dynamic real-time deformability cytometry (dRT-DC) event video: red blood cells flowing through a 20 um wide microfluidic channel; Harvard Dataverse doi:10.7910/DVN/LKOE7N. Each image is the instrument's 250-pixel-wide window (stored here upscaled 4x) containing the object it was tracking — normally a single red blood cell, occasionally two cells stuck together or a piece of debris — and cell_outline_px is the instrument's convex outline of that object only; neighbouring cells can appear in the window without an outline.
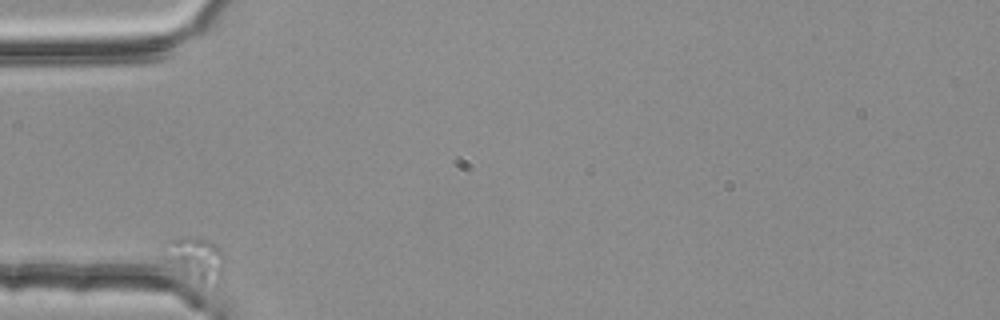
{"species": "common noctule bat (a hibernating species)", "species_latin": "Nyctalus noctula", "temperature_condition": "room temperature", "stored_images_in_passage": 3, "camera_frame_rate_fps": 3000, "um_per_image_px": 0.085, "animal": {"sex": "female", "body_mass_g": 25.1}, "frame": {"image": 1, "passage_image": 1, "time_ms": 0.0, "image_size_px": [1000, 320], "cell_outline_px": [[224, 268], [220, 276], [200, 288], [184, 276], [160, 252], [172, 240], [180, 236], [192, 236], [208, 240], [216, 244], [220, 248], [224, 256]], "centroid_in_image_um": [16.62, 22.01], "position_along_channel_um": 68.4, "area_um2": 15.55}}